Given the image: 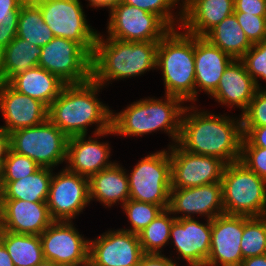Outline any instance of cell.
<instances>
[{"instance_id": "obj_4", "label": "cell", "mask_w": 266, "mask_h": 266, "mask_svg": "<svg viewBox=\"0 0 266 266\" xmlns=\"http://www.w3.org/2000/svg\"><path fill=\"white\" fill-rule=\"evenodd\" d=\"M184 101L176 96L146 97L129 104L116 113L112 110L111 127L117 136H144L164 131L171 145L178 142Z\"/></svg>"}, {"instance_id": "obj_46", "label": "cell", "mask_w": 266, "mask_h": 266, "mask_svg": "<svg viewBox=\"0 0 266 266\" xmlns=\"http://www.w3.org/2000/svg\"><path fill=\"white\" fill-rule=\"evenodd\" d=\"M10 149V135L0 127V162L3 163Z\"/></svg>"}, {"instance_id": "obj_16", "label": "cell", "mask_w": 266, "mask_h": 266, "mask_svg": "<svg viewBox=\"0 0 266 266\" xmlns=\"http://www.w3.org/2000/svg\"><path fill=\"white\" fill-rule=\"evenodd\" d=\"M168 210L176 219L194 218L196 214L197 217L212 220L224 214L221 182L190 188H171Z\"/></svg>"}, {"instance_id": "obj_31", "label": "cell", "mask_w": 266, "mask_h": 266, "mask_svg": "<svg viewBox=\"0 0 266 266\" xmlns=\"http://www.w3.org/2000/svg\"><path fill=\"white\" fill-rule=\"evenodd\" d=\"M17 37L41 47L54 38L52 30L44 22L40 7L33 0H26L20 7Z\"/></svg>"}, {"instance_id": "obj_21", "label": "cell", "mask_w": 266, "mask_h": 266, "mask_svg": "<svg viewBox=\"0 0 266 266\" xmlns=\"http://www.w3.org/2000/svg\"><path fill=\"white\" fill-rule=\"evenodd\" d=\"M0 112L5 121L0 127L7 133L40 125L48 119V107L44 103L4 82H0Z\"/></svg>"}, {"instance_id": "obj_20", "label": "cell", "mask_w": 266, "mask_h": 266, "mask_svg": "<svg viewBox=\"0 0 266 266\" xmlns=\"http://www.w3.org/2000/svg\"><path fill=\"white\" fill-rule=\"evenodd\" d=\"M54 222L46 202L0 199V229L17 234L40 235Z\"/></svg>"}, {"instance_id": "obj_50", "label": "cell", "mask_w": 266, "mask_h": 266, "mask_svg": "<svg viewBox=\"0 0 266 266\" xmlns=\"http://www.w3.org/2000/svg\"><path fill=\"white\" fill-rule=\"evenodd\" d=\"M36 266H59L58 264H55L53 261L51 260H47L44 259L43 261H41L39 264H37Z\"/></svg>"}, {"instance_id": "obj_10", "label": "cell", "mask_w": 266, "mask_h": 266, "mask_svg": "<svg viewBox=\"0 0 266 266\" xmlns=\"http://www.w3.org/2000/svg\"><path fill=\"white\" fill-rule=\"evenodd\" d=\"M107 37L122 41H160L171 29L156 15L118 2L108 9Z\"/></svg>"}, {"instance_id": "obj_51", "label": "cell", "mask_w": 266, "mask_h": 266, "mask_svg": "<svg viewBox=\"0 0 266 266\" xmlns=\"http://www.w3.org/2000/svg\"><path fill=\"white\" fill-rule=\"evenodd\" d=\"M2 165H3V163L0 162V194H1V191H2V188H3V182H2Z\"/></svg>"}, {"instance_id": "obj_32", "label": "cell", "mask_w": 266, "mask_h": 266, "mask_svg": "<svg viewBox=\"0 0 266 266\" xmlns=\"http://www.w3.org/2000/svg\"><path fill=\"white\" fill-rule=\"evenodd\" d=\"M175 219L168 209H164L138 234L144 254H163L162 248L170 244L171 227Z\"/></svg>"}, {"instance_id": "obj_37", "label": "cell", "mask_w": 266, "mask_h": 266, "mask_svg": "<svg viewBox=\"0 0 266 266\" xmlns=\"http://www.w3.org/2000/svg\"><path fill=\"white\" fill-rule=\"evenodd\" d=\"M240 60L256 85L262 88L259 79L264 80L266 83V40L253 44Z\"/></svg>"}, {"instance_id": "obj_36", "label": "cell", "mask_w": 266, "mask_h": 266, "mask_svg": "<svg viewBox=\"0 0 266 266\" xmlns=\"http://www.w3.org/2000/svg\"><path fill=\"white\" fill-rule=\"evenodd\" d=\"M40 166L31 158L18 154L11 149L2 165V181H16L35 173Z\"/></svg>"}, {"instance_id": "obj_7", "label": "cell", "mask_w": 266, "mask_h": 266, "mask_svg": "<svg viewBox=\"0 0 266 266\" xmlns=\"http://www.w3.org/2000/svg\"><path fill=\"white\" fill-rule=\"evenodd\" d=\"M126 174L129 199L162 206L168 209L171 191V160L169 149L150 153L139 160Z\"/></svg>"}, {"instance_id": "obj_35", "label": "cell", "mask_w": 266, "mask_h": 266, "mask_svg": "<svg viewBox=\"0 0 266 266\" xmlns=\"http://www.w3.org/2000/svg\"><path fill=\"white\" fill-rule=\"evenodd\" d=\"M121 208L130 222L128 229H121L137 235L164 210L162 206L133 199H128Z\"/></svg>"}, {"instance_id": "obj_33", "label": "cell", "mask_w": 266, "mask_h": 266, "mask_svg": "<svg viewBox=\"0 0 266 266\" xmlns=\"http://www.w3.org/2000/svg\"><path fill=\"white\" fill-rule=\"evenodd\" d=\"M241 251L243 259L266 254V216H244Z\"/></svg>"}, {"instance_id": "obj_41", "label": "cell", "mask_w": 266, "mask_h": 266, "mask_svg": "<svg viewBox=\"0 0 266 266\" xmlns=\"http://www.w3.org/2000/svg\"><path fill=\"white\" fill-rule=\"evenodd\" d=\"M26 0H0V24L17 26L20 7Z\"/></svg>"}, {"instance_id": "obj_8", "label": "cell", "mask_w": 266, "mask_h": 266, "mask_svg": "<svg viewBox=\"0 0 266 266\" xmlns=\"http://www.w3.org/2000/svg\"><path fill=\"white\" fill-rule=\"evenodd\" d=\"M10 135V149L27 156L40 167L55 169L66 163L68 137L49 119L44 123L17 129Z\"/></svg>"}, {"instance_id": "obj_40", "label": "cell", "mask_w": 266, "mask_h": 266, "mask_svg": "<svg viewBox=\"0 0 266 266\" xmlns=\"http://www.w3.org/2000/svg\"><path fill=\"white\" fill-rule=\"evenodd\" d=\"M239 161L266 181V148L241 147Z\"/></svg>"}, {"instance_id": "obj_19", "label": "cell", "mask_w": 266, "mask_h": 266, "mask_svg": "<svg viewBox=\"0 0 266 266\" xmlns=\"http://www.w3.org/2000/svg\"><path fill=\"white\" fill-rule=\"evenodd\" d=\"M244 216L221 214L212 219L210 253L205 266H240Z\"/></svg>"}, {"instance_id": "obj_49", "label": "cell", "mask_w": 266, "mask_h": 266, "mask_svg": "<svg viewBox=\"0 0 266 266\" xmlns=\"http://www.w3.org/2000/svg\"><path fill=\"white\" fill-rule=\"evenodd\" d=\"M0 266H14L4 244L0 241Z\"/></svg>"}, {"instance_id": "obj_2", "label": "cell", "mask_w": 266, "mask_h": 266, "mask_svg": "<svg viewBox=\"0 0 266 266\" xmlns=\"http://www.w3.org/2000/svg\"><path fill=\"white\" fill-rule=\"evenodd\" d=\"M102 89L92 78L84 83L66 84L48 107V119L68 138L88 135V128L93 125V134L109 130L112 110L98 98Z\"/></svg>"}, {"instance_id": "obj_3", "label": "cell", "mask_w": 266, "mask_h": 266, "mask_svg": "<svg viewBox=\"0 0 266 266\" xmlns=\"http://www.w3.org/2000/svg\"><path fill=\"white\" fill-rule=\"evenodd\" d=\"M98 33L91 61V78L101 86L134 78L156 69L159 41H122Z\"/></svg>"}, {"instance_id": "obj_5", "label": "cell", "mask_w": 266, "mask_h": 266, "mask_svg": "<svg viewBox=\"0 0 266 266\" xmlns=\"http://www.w3.org/2000/svg\"><path fill=\"white\" fill-rule=\"evenodd\" d=\"M179 31L171 29L159 41L156 69L162 72L164 95L195 104L194 35Z\"/></svg>"}, {"instance_id": "obj_26", "label": "cell", "mask_w": 266, "mask_h": 266, "mask_svg": "<svg viewBox=\"0 0 266 266\" xmlns=\"http://www.w3.org/2000/svg\"><path fill=\"white\" fill-rule=\"evenodd\" d=\"M8 84L16 91L40 100L47 107L60 95L66 85L58 76L39 66L26 70Z\"/></svg>"}, {"instance_id": "obj_12", "label": "cell", "mask_w": 266, "mask_h": 266, "mask_svg": "<svg viewBox=\"0 0 266 266\" xmlns=\"http://www.w3.org/2000/svg\"><path fill=\"white\" fill-rule=\"evenodd\" d=\"M90 202L88 177L66 167L53 172L46 204L54 221H73Z\"/></svg>"}, {"instance_id": "obj_42", "label": "cell", "mask_w": 266, "mask_h": 266, "mask_svg": "<svg viewBox=\"0 0 266 266\" xmlns=\"http://www.w3.org/2000/svg\"><path fill=\"white\" fill-rule=\"evenodd\" d=\"M243 139L241 147L266 148V126L242 127Z\"/></svg>"}, {"instance_id": "obj_34", "label": "cell", "mask_w": 266, "mask_h": 266, "mask_svg": "<svg viewBox=\"0 0 266 266\" xmlns=\"http://www.w3.org/2000/svg\"><path fill=\"white\" fill-rule=\"evenodd\" d=\"M182 1L183 0H120V2L125 4H129L138 7L139 9L146 10L147 12L156 14L170 29L181 27L182 3L180 2ZM178 6V13L174 12L176 9L175 7Z\"/></svg>"}, {"instance_id": "obj_11", "label": "cell", "mask_w": 266, "mask_h": 266, "mask_svg": "<svg viewBox=\"0 0 266 266\" xmlns=\"http://www.w3.org/2000/svg\"><path fill=\"white\" fill-rule=\"evenodd\" d=\"M91 61L92 56L79 43L54 37L42 46L38 66L66 84H79L91 79Z\"/></svg>"}, {"instance_id": "obj_24", "label": "cell", "mask_w": 266, "mask_h": 266, "mask_svg": "<svg viewBox=\"0 0 266 266\" xmlns=\"http://www.w3.org/2000/svg\"><path fill=\"white\" fill-rule=\"evenodd\" d=\"M234 13V0H183L182 24L188 34L203 37Z\"/></svg>"}, {"instance_id": "obj_45", "label": "cell", "mask_w": 266, "mask_h": 266, "mask_svg": "<svg viewBox=\"0 0 266 266\" xmlns=\"http://www.w3.org/2000/svg\"><path fill=\"white\" fill-rule=\"evenodd\" d=\"M17 36V26L0 24V52Z\"/></svg>"}, {"instance_id": "obj_6", "label": "cell", "mask_w": 266, "mask_h": 266, "mask_svg": "<svg viewBox=\"0 0 266 266\" xmlns=\"http://www.w3.org/2000/svg\"><path fill=\"white\" fill-rule=\"evenodd\" d=\"M221 184L225 214L266 216V181L243 163L226 164Z\"/></svg>"}, {"instance_id": "obj_29", "label": "cell", "mask_w": 266, "mask_h": 266, "mask_svg": "<svg viewBox=\"0 0 266 266\" xmlns=\"http://www.w3.org/2000/svg\"><path fill=\"white\" fill-rule=\"evenodd\" d=\"M203 37L234 59H240L252 47L234 13L223 19Z\"/></svg>"}, {"instance_id": "obj_38", "label": "cell", "mask_w": 266, "mask_h": 266, "mask_svg": "<svg viewBox=\"0 0 266 266\" xmlns=\"http://www.w3.org/2000/svg\"><path fill=\"white\" fill-rule=\"evenodd\" d=\"M242 127L266 126V89L259 88L249 103L247 109L241 114Z\"/></svg>"}, {"instance_id": "obj_1", "label": "cell", "mask_w": 266, "mask_h": 266, "mask_svg": "<svg viewBox=\"0 0 266 266\" xmlns=\"http://www.w3.org/2000/svg\"><path fill=\"white\" fill-rule=\"evenodd\" d=\"M185 106L177 144L189 153L214 156L226 164L241 157L242 118ZM233 116V117H232Z\"/></svg>"}, {"instance_id": "obj_14", "label": "cell", "mask_w": 266, "mask_h": 266, "mask_svg": "<svg viewBox=\"0 0 266 266\" xmlns=\"http://www.w3.org/2000/svg\"><path fill=\"white\" fill-rule=\"evenodd\" d=\"M171 188H190L221 182L226 163L214 156L196 155L177 143L168 145Z\"/></svg>"}, {"instance_id": "obj_48", "label": "cell", "mask_w": 266, "mask_h": 266, "mask_svg": "<svg viewBox=\"0 0 266 266\" xmlns=\"http://www.w3.org/2000/svg\"><path fill=\"white\" fill-rule=\"evenodd\" d=\"M88 1V5L94 9L96 8H107L109 9L112 5L120 2V0H85Z\"/></svg>"}, {"instance_id": "obj_25", "label": "cell", "mask_w": 266, "mask_h": 266, "mask_svg": "<svg viewBox=\"0 0 266 266\" xmlns=\"http://www.w3.org/2000/svg\"><path fill=\"white\" fill-rule=\"evenodd\" d=\"M89 190L90 201H99L108 208L115 204L122 206L130 195L126 169L116 161L111 167L93 174L89 178Z\"/></svg>"}, {"instance_id": "obj_18", "label": "cell", "mask_w": 266, "mask_h": 266, "mask_svg": "<svg viewBox=\"0 0 266 266\" xmlns=\"http://www.w3.org/2000/svg\"><path fill=\"white\" fill-rule=\"evenodd\" d=\"M201 223L194 218L175 219L172 223L170 242L178 259L188 266H205L210 253L212 220Z\"/></svg>"}, {"instance_id": "obj_15", "label": "cell", "mask_w": 266, "mask_h": 266, "mask_svg": "<svg viewBox=\"0 0 266 266\" xmlns=\"http://www.w3.org/2000/svg\"><path fill=\"white\" fill-rule=\"evenodd\" d=\"M143 255L139 236L122 229H108L89 240L91 266H137Z\"/></svg>"}, {"instance_id": "obj_23", "label": "cell", "mask_w": 266, "mask_h": 266, "mask_svg": "<svg viewBox=\"0 0 266 266\" xmlns=\"http://www.w3.org/2000/svg\"><path fill=\"white\" fill-rule=\"evenodd\" d=\"M259 87L246 71L240 59H234L220 78L216 90L210 95L220 105L239 108L242 112L247 109Z\"/></svg>"}, {"instance_id": "obj_13", "label": "cell", "mask_w": 266, "mask_h": 266, "mask_svg": "<svg viewBox=\"0 0 266 266\" xmlns=\"http://www.w3.org/2000/svg\"><path fill=\"white\" fill-rule=\"evenodd\" d=\"M73 221H54L39 236L44 258L59 266L89 263V238L79 234Z\"/></svg>"}, {"instance_id": "obj_47", "label": "cell", "mask_w": 266, "mask_h": 266, "mask_svg": "<svg viewBox=\"0 0 266 266\" xmlns=\"http://www.w3.org/2000/svg\"><path fill=\"white\" fill-rule=\"evenodd\" d=\"M240 266H266V254L243 259Z\"/></svg>"}, {"instance_id": "obj_9", "label": "cell", "mask_w": 266, "mask_h": 266, "mask_svg": "<svg viewBox=\"0 0 266 266\" xmlns=\"http://www.w3.org/2000/svg\"><path fill=\"white\" fill-rule=\"evenodd\" d=\"M54 37L79 43L91 56L98 33L86 19L80 0H33ZM95 30V31H94Z\"/></svg>"}, {"instance_id": "obj_28", "label": "cell", "mask_w": 266, "mask_h": 266, "mask_svg": "<svg viewBox=\"0 0 266 266\" xmlns=\"http://www.w3.org/2000/svg\"><path fill=\"white\" fill-rule=\"evenodd\" d=\"M52 176V168L40 167L35 173L19 180L2 181L0 199L46 202Z\"/></svg>"}, {"instance_id": "obj_30", "label": "cell", "mask_w": 266, "mask_h": 266, "mask_svg": "<svg viewBox=\"0 0 266 266\" xmlns=\"http://www.w3.org/2000/svg\"><path fill=\"white\" fill-rule=\"evenodd\" d=\"M0 241L14 266H36L45 259L39 235L17 234L0 229Z\"/></svg>"}, {"instance_id": "obj_27", "label": "cell", "mask_w": 266, "mask_h": 266, "mask_svg": "<svg viewBox=\"0 0 266 266\" xmlns=\"http://www.w3.org/2000/svg\"><path fill=\"white\" fill-rule=\"evenodd\" d=\"M42 47L15 37L0 52V82L9 83L26 70L37 67Z\"/></svg>"}, {"instance_id": "obj_22", "label": "cell", "mask_w": 266, "mask_h": 266, "mask_svg": "<svg viewBox=\"0 0 266 266\" xmlns=\"http://www.w3.org/2000/svg\"><path fill=\"white\" fill-rule=\"evenodd\" d=\"M194 58L196 102L198 92L203 91L210 96L216 90L221 76L234 58L209 43L204 37L197 36H194Z\"/></svg>"}, {"instance_id": "obj_44", "label": "cell", "mask_w": 266, "mask_h": 266, "mask_svg": "<svg viewBox=\"0 0 266 266\" xmlns=\"http://www.w3.org/2000/svg\"><path fill=\"white\" fill-rule=\"evenodd\" d=\"M173 259L164 254H144L137 266H179Z\"/></svg>"}, {"instance_id": "obj_43", "label": "cell", "mask_w": 266, "mask_h": 266, "mask_svg": "<svg viewBox=\"0 0 266 266\" xmlns=\"http://www.w3.org/2000/svg\"><path fill=\"white\" fill-rule=\"evenodd\" d=\"M234 12L266 16V0H234Z\"/></svg>"}, {"instance_id": "obj_17", "label": "cell", "mask_w": 266, "mask_h": 266, "mask_svg": "<svg viewBox=\"0 0 266 266\" xmlns=\"http://www.w3.org/2000/svg\"><path fill=\"white\" fill-rule=\"evenodd\" d=\"M115 135L109 130L90 135H78L68 138L66 168L74 173L90 178L93 174L111 167L109 142L98 141L101 137ZM88 136V138H87Z\"/></svg>"}, {"instance_id": "obj_39", "label": "cell", "mask_w": 266, "mask_h": 266, "mask_svg": "<svg viewBox=\"0 0 266 266\" xmlns=\"http://www.w3.org/2000/svg\"><path fill=\"white\" fill-rule=\"evenodd\" d=\"M234 14L252 45L266 40V16H257L245 12H234Z\"/></svg>"}]
</instances>
